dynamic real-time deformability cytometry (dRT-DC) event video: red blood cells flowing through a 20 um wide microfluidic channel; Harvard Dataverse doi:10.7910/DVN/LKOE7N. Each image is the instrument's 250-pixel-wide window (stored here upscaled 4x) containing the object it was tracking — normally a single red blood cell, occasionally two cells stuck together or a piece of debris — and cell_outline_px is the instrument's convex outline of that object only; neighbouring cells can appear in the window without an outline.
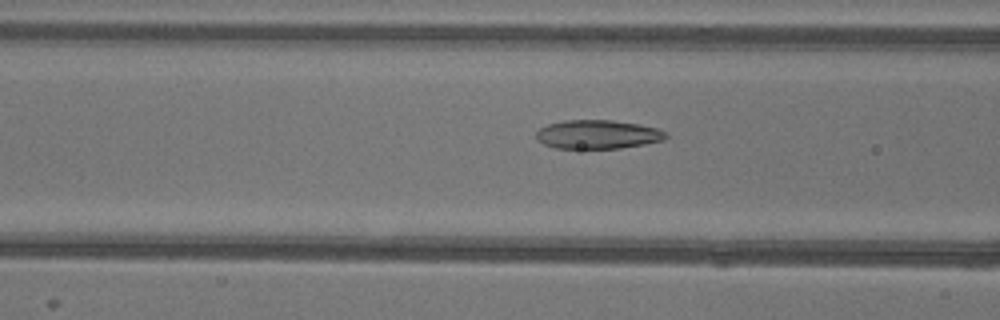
{"species": "common noctule bat (a hibernating species)", "species_latin": "Nyctalus noctula", "temperature_condition": "warm", "stored_images_in_passage": 46, "camera_frame_rate_fps": 3000, "um_per_image_px": 0.085, "animal": {"sex": "female"}, "frame": {"image": 1, "passage_image": 14, "time_ms": 4.333, "image_size_px": [1000, 320], "cell_outline_px": [[668, 136], [664, 140], [644, 144], [620, 148], [556, 148], [544, 144], [536, 140], [536, 132], [540, 128], [548, 124], [564, 120], [612, 120], [636, 124], [656, 128], [664, 132]], "centroid_in_image_um": [50.76, 11.42], "position_along_channel_um": 115.8, "area_um2": 21.62}}
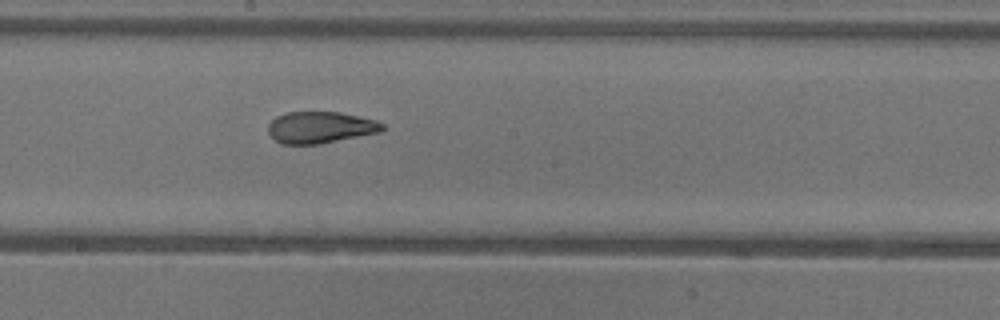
{"frame": {"image": 2, "passage_image": 22, "time_ms": 7.0, "image_size_px": [1000, 320], "cell_outline_px": [[384, 128], [380, 132], [320, 144], [280, 144], [268, 132], [268, 124], [276, 116], [288, 112], [340, 112], [376, 120], [384, 124]], "centroid_in_image_um": [27.22, 10.83], "position_along_channel_um": 221.0, "area_um2": 21.04}}
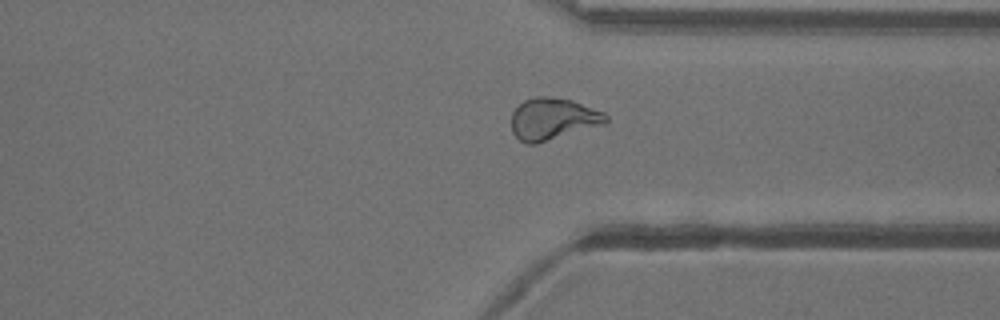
{"frame": {"image": 3, "passage_image": 33, "time_ms": 10.667, "image_size_px": [1000, 320], "cell_outline_px": [[608, 120], [604, 124], [536, 144], [528, 144], [520, 140], [512, 132], [512, 112], [524, 100], [536, 96], [548, 96], [572, 100], [604, 112], [608, 116]], "centroid_in_image_um": [46.99, 10.1], "position_along_channel_um": 364.4, "area_um2": 22.95}, "authors_computed_cell_mechanics": {"area_um2": 22.9177, "velocity_mm_per_s": 3.9353, "shape_relaxation_time_tau1_ms": 8.7896, "shape_relaxation_time_tau2_ms": 1.7918, "deformation_change_tau1": 0.2273, "deformation_change_tau2": 0.0856}}